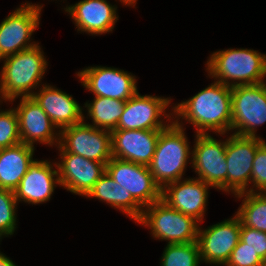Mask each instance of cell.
<instances>
[{
	"instance_id": "cell-1",
	"label": "cell",
	"mask_w": 266,
	"mask_h": 266,
	"mask_svg": "<svg viewBox=\"0 0 266 266\" xmlns=\"http://www.w3.org/2000/svg\"><path fill=\"white\" fill-rule=\"evenodd\" d=\"M171 111L178 125L183 127L182 120L185 119L197 128L196 134L213 131L225 135L231 131L232 87L214 81L189 100L175 104Z\"/></svg>"
},
{
	"instance_id": "cell-2",
	"label": "cell",
	"mask_w": 266,
	"mask_h": 266,
	"mask_svg": "<svg viewBox=\"0 0 266 266\" xmlns=\"http://www.w3.org/2000/svg\"><path fill=\"white\" fill-rule=\"evenodd\" d=\"M2 60L4 63L0 72L1 101L12 103L19 96L31 97L34 94L33 89L41 85L39 83L48 65L41 47L36 44Z\"/></svg>"
},
{
	"instance_id": "cell-3",
	"label": "cell",
	"mask_w": 266,
	"mask_h": 266,
	"mask_svg": "<svg viewBox=\"0 0 266 266\" xmlns=\"http://www.w3.org/2000/svg\"><path fill=\"white\" fill-rule=\"evenodd\" d=\"M206 65L211 78L229 87L266 82V54L253 49L218 50Z\"/></svg>"
},
{
	"instance_id": "cell-4",
	"label": "cell",
	"mask_w": 266,
	"mask_h": 266,
	"mask_svg": "<svg viewBox=\"0 0 266 266\" xmlns=\"http://www.w3.org/2000/svg\"><path fill=\"white\" fill-rule=\"evenodd\" d=\"M185 129L172 121L161 130L155 153L148 166L156 184L163 189L174 181L182 180L192 151Z\"/></svg>"
},
{
	"instance_id": "cell-5",
	"label": "cell",
	"mask_w": 266,
	"mask_h": 266,
	"mask_svg": "<svg viewBox=\"0 0 266 266\" xmlns=\"http://www.w3.org/2000/svg\"><path fill=\"white\" fill-rule=\"evenodd\" d=\"M197 222L195 218L169 207L160 200L146 206L136 223L150 228L155 239L165 240L168 244H179L197 241Z\"/></svg>"
},
{
	"instance_id": "cell-6",
	"label": "cell",
	"mask_w": 266,
	"mask_h": 266,
	"mask_svg": "<svg viewBox=\"0 0 266 266\" xmlns=\"http://www.w3.org/2000/svg\"><path fill=\"white\" fill-rule=\"evenodd\" d=\"M266 122V82L232 87L231 131L259 137L257 127Z\"/></svg>"
},
{
	"instance_id": "cell-7",
	"label": "cell",
	"mask_w": 266,
	"mask_h": 266,
	"mask_svg": "<svg viewBox=\"0 0 266 266\" xmlns=\"http://www.w3.org/2000/svg\"><path fill=\"white\" fill-rule=\"evenodd\" d=\"M42 7L26 2L0 23V61L39 44L30 39L39 27Z\"/></svg>"
},
{
	"instance_id": "cell-8",
	"label": "cell",
	"mask_w": 266,
	"mask_h": 266,
	"mask_svg": "<svg viewBox=\"0 0 266 266\" xmlns=\"http://www.w3.org/2000/svg\"><path fill=\"white\" fill-rule=\"evenodd\" d=\"M171 98L141 95L137 91L124 106L123 114L115 130H162L174 119L173 112L166 114ZM166 118V122H164ZM168 118V120H167ZM172 119V120H171ZM167 121L169 123L167 124Z\"/></svg>"
},
{
	"instance_id": "cell-9",
	"label": "cell",
	"mask_w": 266,
	"mask_h": 266,
	"mask_svg": "<svg viewBox=\"0 0 266 266\" xmlns=\"http://www.w3.org/2000/svg\"><path fill=\"white\" fill-rule=\"evenodd\" d=\"M191 165L201 179L227 193L226 139L217 141L210 134H196Z\"/></svg>"
},
{
	"instance_id": "cell-10",
	"label": "cell",
	"mask_w": 266,
	"mask_h": 266,
	"mask_svg": "<svg viewBox=\"0 0 266 266\" xmlns=\"http://www.w3.org/2000/svg\"><path fill=\"white\" fill-rule=\"evenodd\" d=\"M264 142L261 137L232 134L226 138L227 192L235 195L248 192L257 148Z\"/></svg>"
},
{
	"instance_id": "cell-11",
	"label": "cell",
	"mask_w": 266,
	"mask_h": 266,
	"mask_svg": "<svg viewBox=\"0 0 266 266\" xmlns=\"http://www.w3.org/2000/svg\"><path fill=\"white\" fill-rule=\"evenodd\" d=\"M83 121L60 131L59 145L68 153L77 154L97 162H109L111 154V132L96 128Z\"/></svg>"
},
{
	"instance_id": "cell-12",
	"label": "cell",
	"mask_w": 266,
	"mask_h": 266,
	"mask_svg": "<svg viewBox=\"0 0 266 266\" xmlns=\"http://www.w3.org/2000/svg\"><path fill=\"white\" fill-rule=\"evenodd\" d=\"M106 172L143 208L161 200L162 189L156 184L148 166L112 157L106 164Z\"/></svg>"
},
{
	"instance_id": "cell-13",
	"label": "cell",
	"mask_w": 266,
	"mask_h": 266,
	"mask_svg": "<svg viewBox=\"0 0 266 266\" xmlns=\"http://www.w3.org/2000/svg\"><path fill=\"white\" fill-rule=\"evenodd\" d=\"M76 74L83 87L95 96L127 101L138 91L136 76L122 69L91 66Z\"/></svg>"
},
{
	"instance_id": "cell-14",
	"label": "cell",
	"mask_w": 266,
	"mask_h": 266,
	"mask_svg": "<svg viewBox=\"0 0 266 266\" xmlns=\"http://www.w3.org/2000/svg\"><path fill=\"white\" fill-rule=\"evenodd\" d=\"M241 221L235 214L202 230L199 226L197 243L201 261L224 266L240 240Z\"/></svg>"
},
{
	"instance_id": "cell-15",
	"label": "cell",
	"mask_w": 266,
	"mask_h": 266,
	"mask_svg": "<svg viewBox=\"0 0 266 266\" xmlns=\"http://www.w3.org/2000/svg\"><path fill=\"white\" fill-rule=\"evenodd\" d=\"M61 161L57 162L60 187L79 196H86L93 185L106 171L108 162L89 160L77 154L66 152L60 145Z\"/></svg>"
},
{
	"instance_id": "cell-16",
	"label": "cell",
	"mask_w": 266,
	"mask_h": 266,
	"mask_svg": "<svg viewBox=\"0 0 266 266\" xmlns=\"http://www.w3.org/2000/svg\"><path fill=\"white\" fill-rule=\"evenodd\" d=\"M20 100L14 109L18 115L21 143L34 147L35 142H39L57 147L60 142V131L56 129L49 116L32 97H21Z\"/></svg>"
},
{
	"instance_id": "cell-17",
	"label": "cell",
	"mask_w": 266,
	"mask_h": 266,
	"mask_svg": "<svg viewBox=\"0 0 266 266\" xmlns=\"http://www.w3.org/2000/svg\"><path fill=\"white\" fill-rule=\"evenodd\" d=\"M209 187L212 186L198 178L174 181L162 189L161 200L201 223L206 212Z\"/></svg>"
},
{
	"instance_id": "cell-18",
	"label": "cell",
	"mask_w": 266,
	"mask_h": 266,
	"mask_svg": "<svg viewBox=\"0 0 266 266\" xmlns=\"http://www.w3.org/2000/svg\"><path fill=\"white\" fill-rule=\"evenodd\" d=\"M52 164L48 160H33L19 186L14 190L18 204L23 201L36 205L51 199L57 184L60 186L57 164Z\"/></svg>"
},
{
	"instance_id": "cell-19",
	"label": "cell",
	"mask_w": 266,
	"mask_h": 266,
	"mask_svg": "<svg viewBox=\"0 0 266 266\" xmlns=\"http://www.w3.org/2000/svg\"><path fill=\"white\" fill-rule=\"evenodd\" d=\"M161 130H113L112 157L149 166L155 153Z\"/></svg>"
},
{
	"instance_id": "cell-20",
	"label": "cell",
	"mask_w": 266,
	"mask_h": 266,
	"mask_svg": "<svg viewBox=\"0 0 266 266\" xmlns=\"http://www.w3.org/2000/svg\"><path fill=\"white\" fill-rule=\"evenodd\" d=\"M80 32L91 35H102L112 32L118 20L117 5L106 0H81L64 8Z\"/></svg>"
},
{
	"instance_id": "cell-21",
	"label": "cell",
	"mask_w": 266,
	"mask_h": 266,
	"mask_svg": "<svg viewBox=\"0 0 266 266\" xmlns=\"http://www.w3.org/2000/svg\"><path fill=\"white\" fill-rule=\"evenodd\" d=\"M41 86L40 90L34 92L31 97L59 131L83 121L84 108L71 95L51 85Z\"/></svg>"
},
{
	"instance_id": "cell-22",
	"label": "cell",
	"mask_w": 266,
	"mask_h": 266,
	"mask_svg": "<svg viewBox=\"0 0 266 266\" xmlns=\"http://www.w3.org/2000/svg\"><path fill=\"white\" fill-rule=\"evenodd\" d=\"M96 198L106 202L113 208L119 209L126 216L133 219L135 223L140 219L143 207L125 190L116 183L105 171L100 179L93 185L92 189L85 196Z\"/></svg>"
},
{
	"instance_id": "cell-23",
	"label": "cell",
	"mask_w": 266,
	"mask_h": 266,
	"mask_svg": "<svg viewBox=\"0 0 266 266\" xmlns=\"http://www.w3.org/2000/svg\"><path fill=\"white\" fill-rule=\"evenodd\" d=\"M35 147L19 143L0 149V188L14 191L33 162Z\"/></svg>"
},
{
	"instance_id": "cell-24",
	"label": "cell",
	"mask_w": 266,
	"mask_h": 266,
	"mask_svg": "<svg viewBox=\"0 0 266 266\" xmlns=\"http://www.w3.org/2000/svg\"><path fill=\"white\" fill-rule=\"evenodd\" d=\"M126 101L113 98L95 96L92 102H86L84 107L87 109V117L92 119V124L99 129L112 132L123 114Z\"/></svg>"
},
{
	"instance_id": "cell-25",
	"label": "cell",
	"mask_w": 266,
	"mask_h": 266,
	"mask_svg": "<svg viewBox=\"0 0 266 266\" xmlns=\"http://www.w3.org/2000/svg\"><path fill=\"white\" fill-rule=\"evenodd\" d=\"M235 197H244L236 212L241 224L266 232V198L260 192H243Z\"/></svg>"
},
{
	"instance_id": "cell-26",
	"label": "cell",
	"mask_w": 266,
	"mask_h": 266,
	"mask_svg": "<svg viewBox=\"0 0 266 266\" xmlns=\"http://www.w3.org/2000/svg\"><path fill=\"white\" fill-rule=\"evenodd\" d=\"M201 256L196 242L168 244L161 256V266H199Z\"/></svg>"
},
{
	"instance_id": "cell-27",
	"label": "cell",
	"mask_w": 266,
	"mask_h": 266,
	"mask_svg": "<svg viewBox=\"0 0 266 266\" xmlns=\"http://www.w3.org/2000/svg\"><path fill=\"white\" fill-rule=\"evenodd\" d=\"M17 205L14 191L0 188V232L6 237L16 230Z\"/></svg>"
},
{
	"instance_id": "cell-28",
	"label": "cell",
	"mask_w": 266,
	"mask_h": 266,
	"mask_svg": "<svg viewBox=\"0 0 266 266\" xmlns=\"http://www.w3.org/2000/svg\"><path fill=\"white\" fill-rule=\"evenodd\" d=\"M21 143L18 115L14 108L0 109V149Z\"/></svg>"
},
{
	"instance_id": "cell-29",
	"label": "cell",
	"mask_w": 266,
	"mask_h": 266,
	"mask_svg": "<svg viewBox=\"0 0 266 266\" xmlns=\"http://www.w3.org/2000/svg\"><path fill=\"white\" fill-rule=\"evenodd\" d=\"M251 186L248 192H261L266 188V142L256 150L251 172ZM257 189V190H256Z\"/></svg>"
},
{
	"instance_id": "cell-30",
	"label": "cell",
	"mask_w": 266,
	"mask_h": 266,
	"mask_svg": "<svg viewBox=\"0 0 266 266\" xmlns=\"http://www.w3.org/2000/svg\"><path fill=\"white\" fill-rule=\"evenodd\" d=\"M263 262L257 253L240 239L225 266H263Z\"/></svg>"
},
{
	"instance_id": "cell-31",
	"label": "cell",
	"mask_w": 266,
	"mask_h": 266,
	"mask_svg": "<svg viewBox=\"0 0 266 266\" xmlns=\"http://www.w3.org/2000/svg\"><path fill=\"white\" fill-rule=\"evenodd\" d=\"M240 239L264 261L266 259V232L241 224Z\"/></svg>"
},
{
	"instance_id": "cell-32",
	"label": "cell",
	"mask_w": 266,
	"mask_h": 266,
	"mask_svg": "<svg viewBox=\"0 0 266 266\" xmlns=\"http://www.w3.org/2000/svg\"><path fill=\"white\" fill-rule=\"evenodd\" d=\"M0 266H17L15 263L3 253H0Z\"/></svg>"
},
{
	"instance_id": "cell-33",
	"label": "cell",
	"mask_w": 266,
	"mask_h": 266,
	"mask_svg": "<svg viewBox=\"0 0 266 266\" xmlns=\"http://www.w3.org/2000/svg\"><path fill=\"white\" fill-rule=\"evenodd\" d=\"M136 1L137 0H120V2L123 3V5L125 4V6H131V7H134L135 4H136Z\"/></svg>"
},
{
	"instance_id": "cell-34",
	"label": "cell",
	"mask_w": 266,
	"mask_h": 266,
	"mask_svg": "<svg viewBox=\"0 0 266 266\" xmlns=\"http://www.w3.org/2000/svg\"><path fill=\"white\" fill-rule=\"evenodd\" d=\"M266 198V188L260 192Z\"/></svg>"
},
{
	"instance_id": "cell-35",
	"label": "cell",
	"mask_w": 266,
	"mask_h": 266,
	"mask_svg": "<svg viewBox=\"0 0 266 266\" xmlns=\"http://www.w3.org/2000/svg\"><path fill=\"white\" fill-rule=\"evenodd\" d=\"M3 236L5 237V235H3L1 232H0V240L3 238ZM1 253V252H0Z\"/></svg>"
},
{
	"instance_id": "cell-36",
	"label": "cell",
	"mask_w": 266,
	"mask_h": 266,
	"mask_svg": "<svg viewBox=\"0 0 266 266\" xmlns=\"http://www.w3.org/2000/svg\"><path fill=\"white\" fill-rule=\"evenodd\" d=\"M263 266H266V259H265L264 262H263Z\"/></svg>"
}]
</instances>
